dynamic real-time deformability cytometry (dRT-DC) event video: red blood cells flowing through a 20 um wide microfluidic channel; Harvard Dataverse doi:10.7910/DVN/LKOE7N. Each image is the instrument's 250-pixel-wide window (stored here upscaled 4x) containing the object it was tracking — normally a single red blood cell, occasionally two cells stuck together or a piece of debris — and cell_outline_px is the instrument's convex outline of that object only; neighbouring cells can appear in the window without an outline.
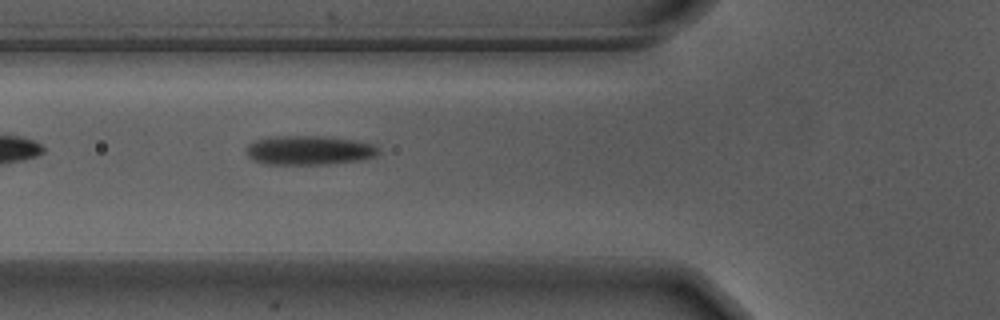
{"species": "Egyptian fruit bat (a non-hibernating species)", "species_latin": "Rousettus aegyptiacus", "temperature_condition": "warm", "stored_images_in_passage": 21, "camera_frame_rate_fps": 3000, "um_per_image_px": 0.085, "animal": {"sex": "male"}, "frame": {"image": 1, "passage_image": 4, "time_ms": 1.0, "image_size_px": [1000, 320], "cell_outline_px": [[380, 152], [376, 156], [360, 160], [328, 164], [268, 164], [252, 160], [248, 156], [248, 144], [256, 140], [268, 136], [324, 136], [356, 140], [372, 144], [380, 148]], "centroid_in_image_um": [26.3, 12.76], "position_along_channel_um": 99.5, "area_um2": 22.6}}
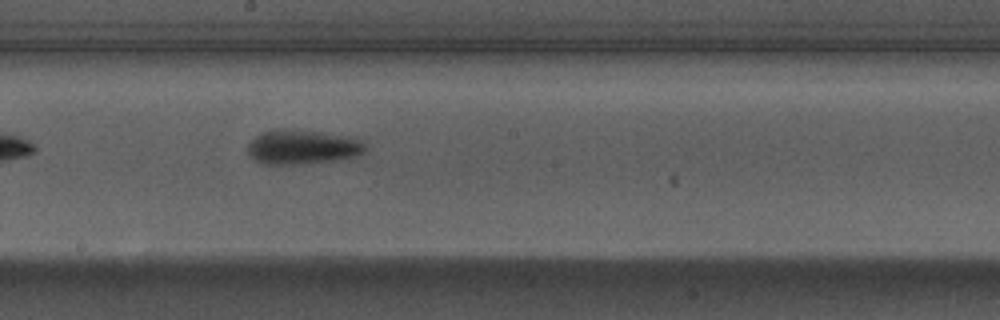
{"frame": {"image": 2, "passage_image": 14, "time_ms": 4.333, "image_size_px": [1000, 320], "cell_outline_px": [[368, 148], [364, 156], [336, 160], [300, 164], [260, 164], [248, 152], [248, 144], [260, 132], [276, 128], [284, 128], [356, 136], [364, 140], [368, 144]], "centroid_in_image_um": [25.84, 12.48], "position_along_channel_um": 222.4, "area_um2": 24.45}}
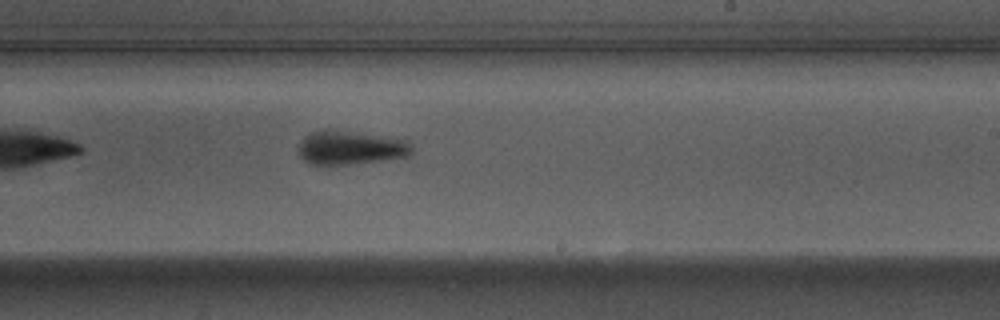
{"frame": {"image": 3, "passage_image": 17, "time_ms": 5.333, "image_size_px": [1000, 320], "cell_outline_px": [[412, 152], [408, 156], [380, 160], [348, 164], [312, 164], [304, 160], [300, 156], [296, 148], [300, 140], [304, 136], [320, 128], [328, 128], [408, 140], [412, 144]], "centroid_in_image_um": [29.73, 12.52], "position_along_channel_um": 259.3, "area_um2": 22.48}}